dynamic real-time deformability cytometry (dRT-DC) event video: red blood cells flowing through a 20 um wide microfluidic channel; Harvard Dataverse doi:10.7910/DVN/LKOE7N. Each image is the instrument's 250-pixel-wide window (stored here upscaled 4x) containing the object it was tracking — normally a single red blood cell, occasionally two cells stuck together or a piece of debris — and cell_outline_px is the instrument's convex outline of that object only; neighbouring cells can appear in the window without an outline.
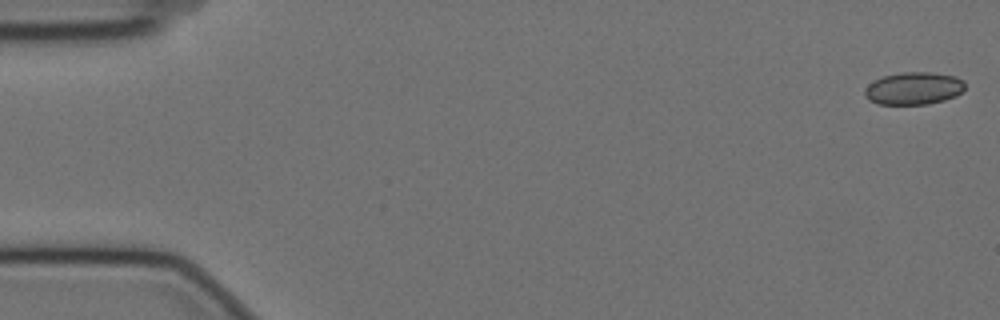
{"species": "Egyptian fruit bat (a non-hibernating species)", "species_latin": "Rousettus aegyptiacus", "temperature_condition": "cold", "stored_images_in_passage": 10, "camera_frame_rate_fps": 3000, "um_per_image_px": 0.085, "animal": {"sex": "female"}, "frame": {"image": 1, "passage_image": 1, "time_ms": 0.0, "image_size_px": [1000, 320], "cell_outline_px": [[964, 88], [956, 96], [944, 100], [928, 104], [880, 104], [868, 100], [864, 92], [868, 84], [884, 76], [900, 72], [932, 72], [956, 76], [964, 80]], "centroid_in_image_um": [77.68, 7.5], "position_along_channel_um": 7.3, "area_um2": 18.96}}